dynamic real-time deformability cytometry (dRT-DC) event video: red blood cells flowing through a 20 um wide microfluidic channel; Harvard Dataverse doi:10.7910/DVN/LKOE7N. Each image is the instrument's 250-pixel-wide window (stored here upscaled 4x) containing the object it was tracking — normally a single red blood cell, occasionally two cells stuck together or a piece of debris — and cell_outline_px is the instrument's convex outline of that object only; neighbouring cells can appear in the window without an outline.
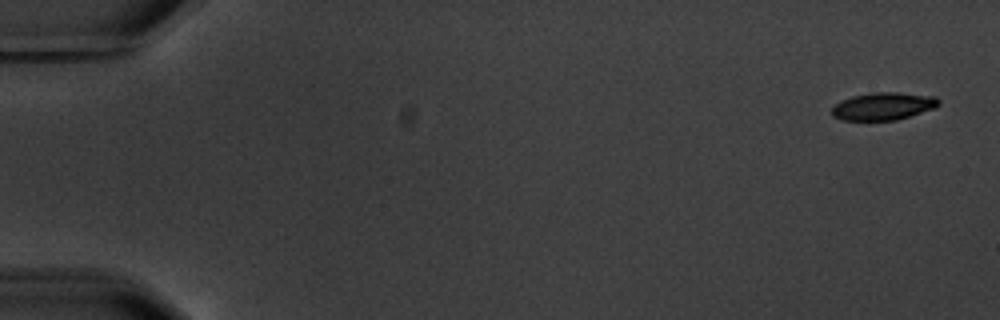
{"species": "common noctule bat (a hibernating species)", "species_latin": "Nyctalus noctula", "temperature_condition": "warm", "stored_images_in_passage": 6, "camera_frame_rate_fps": 3000, "um_per_image_px": 0.085, "animal": {"sex": "male", "body_mass_g": 20.1, "forearm_length_mm": 53.5}, "frame": {"image": 1, "passage_image": 1, "time_ms": 0.0, "image_size_px": [1000, 320], "cell_outline_px": [[940, 104], [932, 108], [896, 120], [844, 120], [832, 116], [832, 108], [840, 100], [852, 96], [872, 92], [896, 92], [936, 96], [940, 100]], "centroid_in_image_um": [75.05, 9.01], "position_along_channel_um": 9.9, "area_um2": 17.05}}
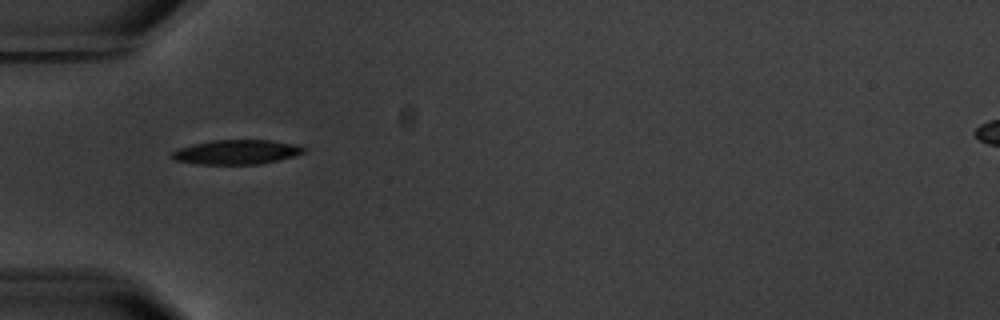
{"frame": {"image": 2, "passage_image": 5, "time_ms": 5.667, "image_size_px": [1000, 320], "cell_outline_px": [[304, 152], [292, 156], [260, 164], [196, 164], [172, 160], [168, 156], [172, 152], [180, 148], [192, 144], [212, 140], [272, 140], [296, 144], [304, 148]], "centroid_in_image_um": [20.03, 12.92], "position_along_channel_um": 65.0, "area_um2": 18.79}}
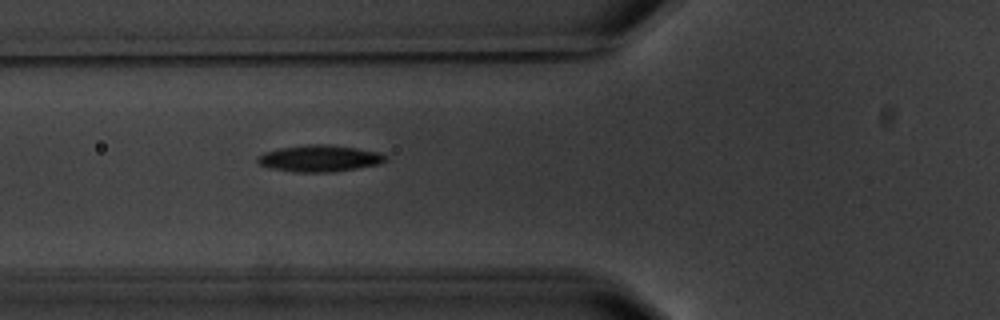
{"frame": {"image": 3, "passage_image": 6, "time_ms": 6.667, "image_size_px": [1000, 320], "cell_outline_px": [[388, 160], [380, 164], [332, 172], [296, 172], [272, 168], [260, 164], [256, 160], [256, 156], [264, 152], [280, 148], [308, 144], [328, 144], [356, 148], [380, 152], [388, 156]], "centroid_in_image_um": [27.19, 13.46], "position_along_channel_um": 98.6, "area_um2": 19.88}}